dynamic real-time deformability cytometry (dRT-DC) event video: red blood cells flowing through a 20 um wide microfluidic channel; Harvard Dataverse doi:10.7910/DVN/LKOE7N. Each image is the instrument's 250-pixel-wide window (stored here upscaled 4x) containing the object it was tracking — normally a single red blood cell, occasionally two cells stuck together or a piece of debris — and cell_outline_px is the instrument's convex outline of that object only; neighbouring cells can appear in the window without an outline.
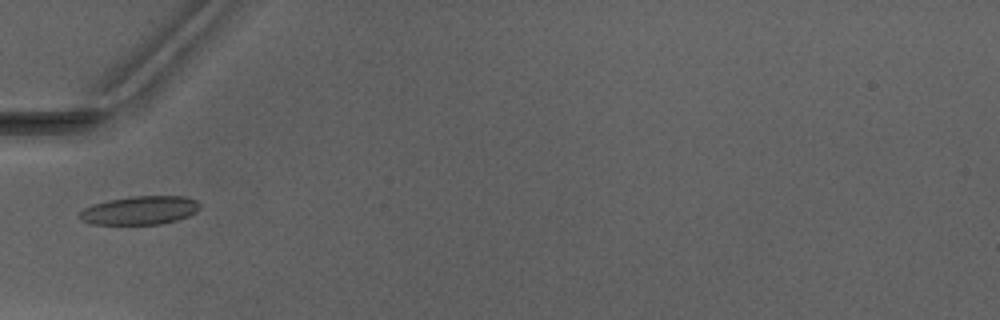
{"species": "Egyptian fruit bat (a non-hibernating species)", "species_latin": "Rousettus aegyptiacus", "temperature_condition": "warm", "stored_images_in_passage": 6, "camera_frame_rate_fps": 3000, "um_per_image_px": 0.085, "animal": {"sex": "male"}, "frame": {"image": 1, "passage_image": 5, "time_ms": 6.0, "image_size_px": [1000, 320], "cell_outline_px": [[200, 208], [196, 212], [188, 216], [176, 220], [160, 224], [92, 224], [80, 220], [76, 216], [76, 212], [92, 204], [108, 200], [132, 196], [188, 196], [196, 200], [200, 204]], "centroid_in_image_um": [11.84, 17.87], "position_along_channel_um": 73.2, "area_um2": 20.29}}